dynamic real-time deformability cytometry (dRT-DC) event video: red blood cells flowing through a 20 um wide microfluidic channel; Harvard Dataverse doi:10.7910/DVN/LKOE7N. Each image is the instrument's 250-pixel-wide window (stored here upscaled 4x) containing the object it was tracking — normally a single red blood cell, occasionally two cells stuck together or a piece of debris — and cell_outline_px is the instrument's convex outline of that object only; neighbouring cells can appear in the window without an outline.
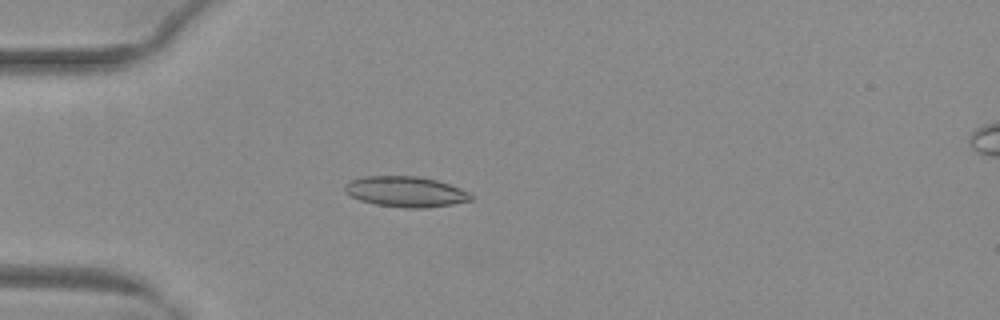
{"species": "common noctule bat (a hibernating species)", "species_latin": "Nyctalus noctula", "temperature_condition": "warm", "stored_images_in_passage": 51, "camera_frame_rate_fps": 3000, "um_per_image_px": 0.085, "animal": {"sex": "female", "body_mass_g": 29.2, "forearm_length_mm": 56.3}, "frame": {"image": 1, "passage_image": 15, "time_ms": 4.667, "image_size_px": [1000, 320], "cell_outline_px": [[476, 196], [472, 200], [452, 204], [428, 208], [404, 208], [376, 204], [360, 200], [352, 196], [344, 188], [344, 184], [352, 180], [364, 176], [420, 176], [436, 180], [472, 192]], "centroid_in_image_um": [34.55, 16.29], "position_along_channel_um": 50.4, "area_um2": 22.54}}
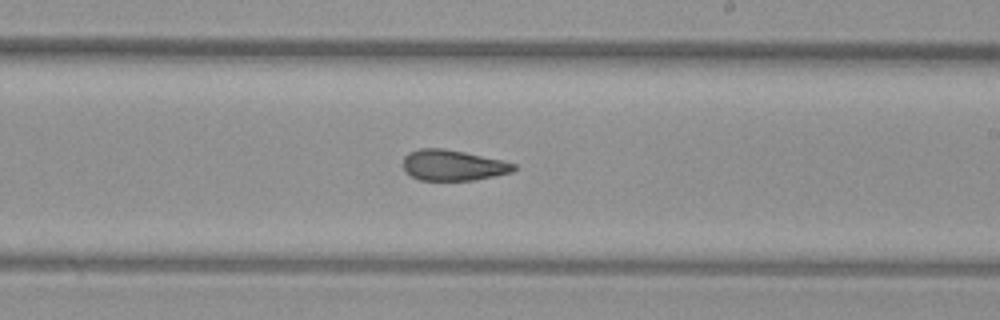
{"frame": {"image": 2, "passage_image": 31, "time_ms": 10.0, "image_size_px": [1000, 320], "cell_outline_px": [[516, 168], [512, 172], [476, 180], [420, 180], [404, 172], [404, 156], [408, 152], [420, 148], [444, 148], [504, 160], [516, 164]], "centroid_in_image_um": [38.51, 14.04], "position_along_channel_um": 250.5, "area_um2": 19.94}}
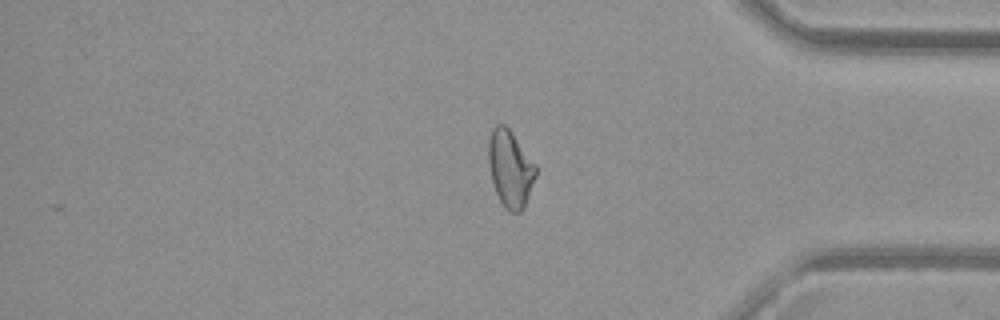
{"frame": {"image": 3, "passage_image": 43, "time_ms": 14.0, "image_size_px": [1000, 320], "cell_outline_px": [[536, 176], [524, 208], [520, 212], [508, 212], [504, 208], [496, 192], [492, 180], [488, 164], [488, 140], [492, 128], [496, 124], [504, 124], [508, 128], [536, 164]], "centroid_in_image_um": [43.36, 14.34], "position_along_channel_um": 391.8, "area_um2": 21.21}, "authors_computed_cell_mechanics": {"area_um2": 21.386, "velocity_mm_per_s": 4.0441, "shape_relaxation_time_tau1_ms": null, "shape_relaxation_time_tau2_ms": 2.1615, "deformation_change_tau1": null, "deformation_change_tau2": 0.0987}}